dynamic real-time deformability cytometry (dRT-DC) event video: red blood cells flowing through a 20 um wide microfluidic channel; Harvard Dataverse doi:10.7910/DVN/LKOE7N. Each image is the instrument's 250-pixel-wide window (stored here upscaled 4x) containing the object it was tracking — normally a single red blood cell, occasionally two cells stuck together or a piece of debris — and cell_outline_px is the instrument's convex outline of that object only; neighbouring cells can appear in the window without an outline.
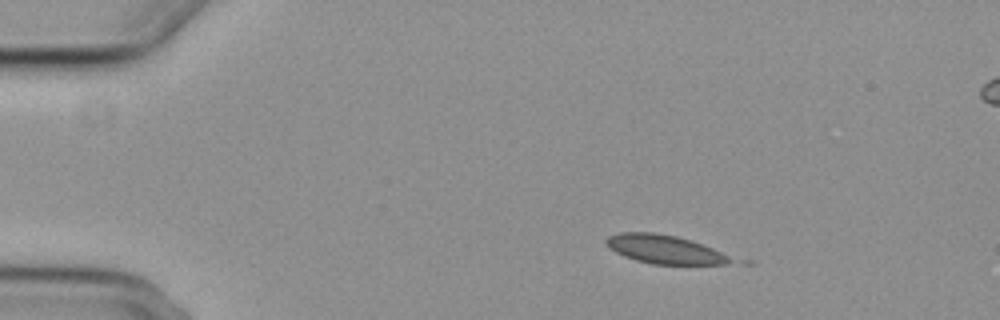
{"species": "common noctule bat (a hibernating species)", "species_latin": "Nyctalus noctula", "temperature_condition": "cold", "stored_images_in_passage": 6, "camera_frame_rate_fps": 3000, "um_per_image_px": 0.085, "animal": {"sex": "female", "body_mass_g": 29.2, "forearm_length_mm": 56.3}, "frame": {"image": 1, "passage_image": 2, "time_ms": 1.333, "image_size_px": [1000, 320], "cell_outline_px": [[756, 264], [652, 264], [636, 260], [624, 256], [608, 248], [604, 244], [604, 240], [608, 236], [620, 232], [656, 232], [676, 236], [692, 240], [756, 260]], "centroid_in_image_um": [56.95, 21.23], "position_along_channel_um": 28.0, "area_um2": 22.83}}